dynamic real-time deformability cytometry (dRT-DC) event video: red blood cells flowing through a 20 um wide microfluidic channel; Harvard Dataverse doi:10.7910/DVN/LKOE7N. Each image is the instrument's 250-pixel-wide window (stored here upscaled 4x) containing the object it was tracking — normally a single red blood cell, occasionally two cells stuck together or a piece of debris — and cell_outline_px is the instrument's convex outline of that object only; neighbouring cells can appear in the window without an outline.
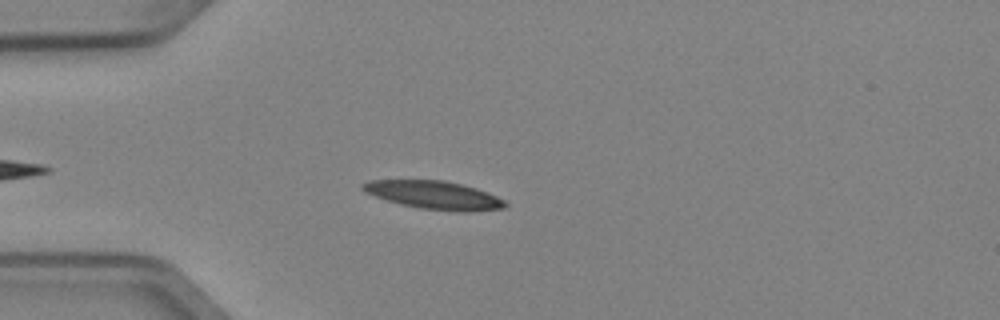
{"species": "Egyptian fruit bat (a non-hibernating species)", "species_latin": "Rousettus aegyptiacus", "temperature_condition": "cold", "stored_images_in_passage": 40, "camera_frame_rate_fps": 3000, "um_per_image_px": 0.085, "animal": {"sex": "female"}, "frame": {"image": 1, "passage_image": 6, "time_ms": 1.667, "image_size_px": [1000, 320], "cell_outline_px": [[508, 204], [504, 208], [468, 212], [460, 212], [420, 208], [400, 204], [364, 192], [360, 188], [360, 184], [368, 180], [444, 180], [476, 188], [496, 196], [504, 200]], "centroid_in_image_um": [36.88, 16.58], "position_along_channel_um": 48.1, "area_um2": 23.35}}
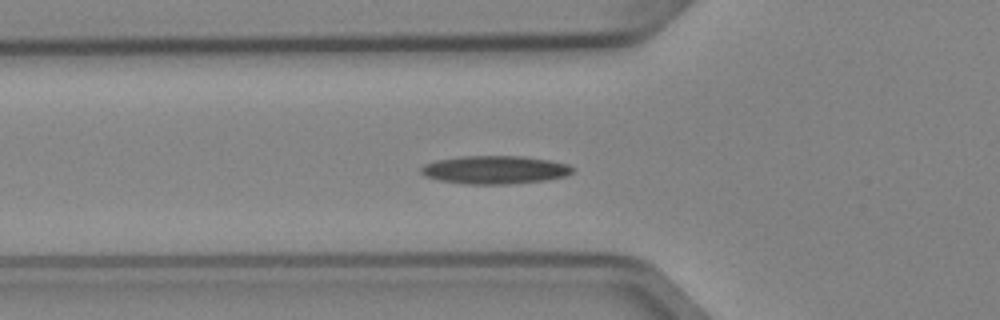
{"frame": {"image": 2, "passage_image": 10, "time_ms": 3.0, "image_size_px": [1000, 320], "cell_outline_px": [[572, 172], [564, 176], [544, 180], [508, 184], [468, 184], [440, 180], [424, 176], [420, 172], [420, 168], [424, 164], [436, 160], [464, 156], [524, 156], [548, 160], [568, 164], [572, 168]], "centroid_in_image_um": [42.02, 14.43], "position_along_channel_um": 83.8, "area_um2": 24.68}}
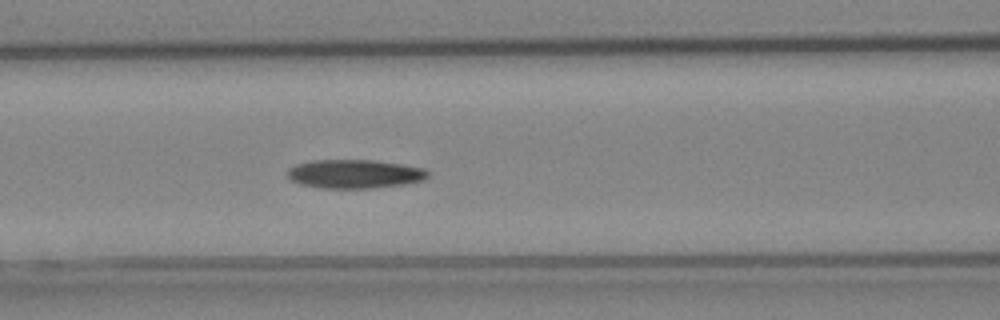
{"frame": {"image": 3, "passage_image": 14, "time_ms": 4.333, "image_size_px": [1000, 320], "cell_outline_px": [[428, 176], [424, 180], [404, 184], [372, 188], [320, 188], [300, 184], [292, 180], [288, 176], [288, 168], [296, 164], [312, 160], [372, 160], [400, 164], [424, 168], [428, 172]], "centroid_in_image_um": [30.13, 14.78], "position_along_channel_um": 136.5, "area_um2": 23.47}}